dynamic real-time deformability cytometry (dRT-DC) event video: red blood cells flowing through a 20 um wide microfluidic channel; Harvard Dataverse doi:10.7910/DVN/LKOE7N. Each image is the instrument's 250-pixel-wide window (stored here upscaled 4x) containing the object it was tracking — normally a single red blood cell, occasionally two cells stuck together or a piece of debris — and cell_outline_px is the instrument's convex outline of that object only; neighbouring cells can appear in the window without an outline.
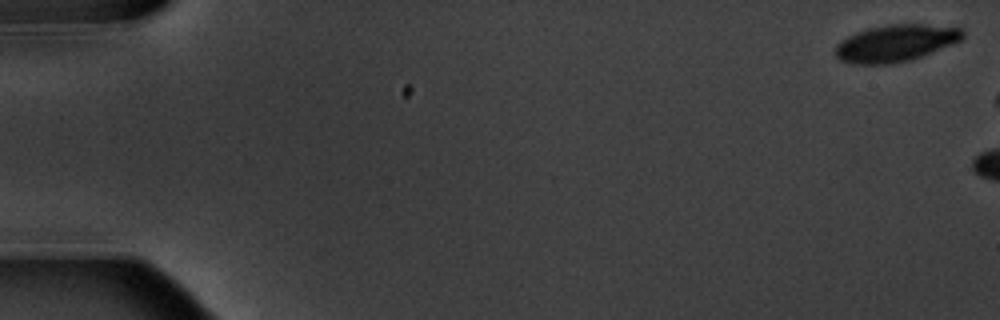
{"species": "common noctule bat (a hibernating species)", "species_latin": "Nyctalus noctula", "temperature_condition": "warm", "stored_images_in_passage": 2, "camera_frame_rate_fps": 3000, "um_per_image_px": 0.085, "animal": {"sex": "male", "body_mass_g": 20.1, "forearm_length_mm": 53.5}, "frame": {"image": 1, "passage_image": 1, "time_ms": 0.0, "image_size_px": [1000, 320], "cell_outline_px": [[964, 36], [960, 40], [912, 60], [888, 64], [856, 64], [840, 60], [836, 56], [836, 44], [840, 40], [856, 32], [868, 28], [892, 24], [924, 24], [964, 28]], "centroid_in_image_um": [76.12, 3.66], "position_along_channel_um": 8.9, "area_um2": 27.28}}